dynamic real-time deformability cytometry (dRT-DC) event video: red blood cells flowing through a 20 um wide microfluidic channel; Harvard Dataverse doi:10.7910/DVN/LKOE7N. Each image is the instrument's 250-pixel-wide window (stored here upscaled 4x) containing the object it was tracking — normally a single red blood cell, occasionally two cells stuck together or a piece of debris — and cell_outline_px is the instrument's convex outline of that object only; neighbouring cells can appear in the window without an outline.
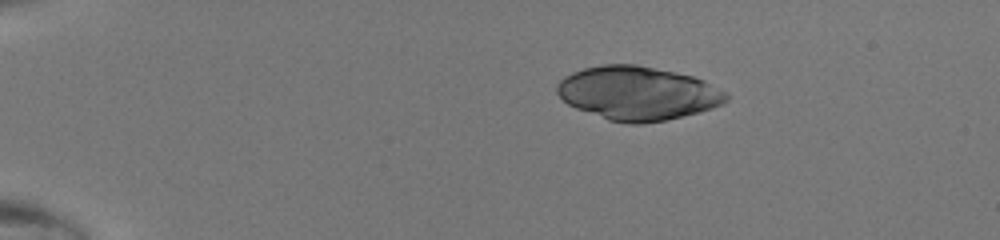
{"species": "human", "species_latin": "Homo sapiens", "temperature_condition": "room temperature", "stored_images_in_passage": 30, "camera_frame_rate_fps": 3000, "um_per_image_px": 0.085, "donor": {"sex": "male"}, "frame": {"image": 1, "passage_image": 1, "time_ms": 0.0, "image_size_px": [1000, 240], "cell_outline_px": [[728, 100], [724, 104], [700, 112], [664, 120], [644, 124], [628, 124], [608, 120], [576, 108], [568, 104], [556, 92], [556, 84], [564, 76], [572, 72], [584, 68], [600, 64], [636, 64], [692, 76], [704, 80], [724, 92], [728, 96]], "centroid_in_image_um": [54.18, 7.93], "position_along_channel_um": 30.8, "area_um2": 52.94}}
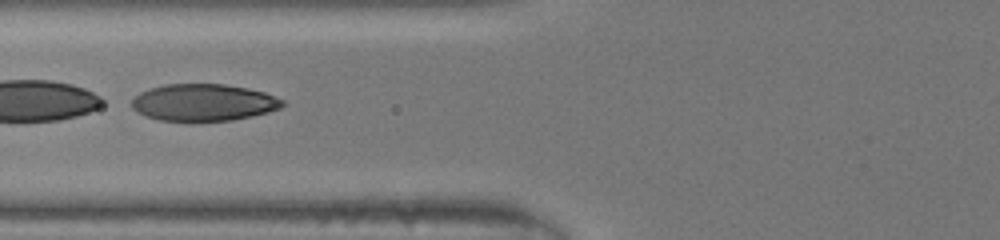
{"frame": {"image": 2, "passage_image": 13, "time_ms": 4.0, "image_size_px": [1000, 240], "cell_outline_px": [[284, 104], [280, 108], [268, 112], [252, 116], [232, 120], [192, 124], [160, 120], [144, 116], [136, 112], [132, 108], [132, 100], [140, 92], [148, 88], [164, 84], [224, 84], [248, 88], [264, 92], [284, 100]], "centroid_in_image_um": [17.26, 8.75], "position_along_channel_um": 108.5, "area_um2": 33.41}}
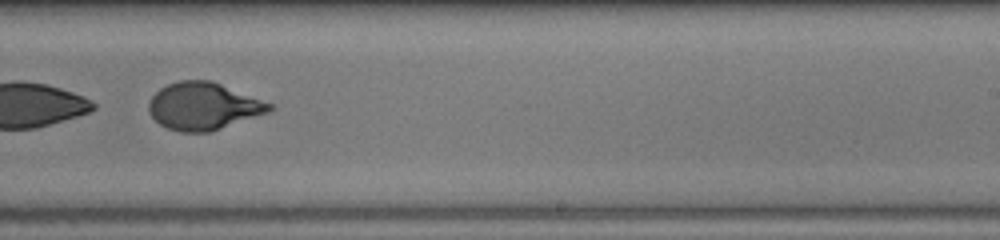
{"frame": {"image": 3, "passage_image": 24, "time_ms": 7.667, "image_size_px": [1000, 240], "cell_outline_px": [[276, 108], [272, 112], [208, 132], [180, 132], [168, 128], [160, 124], [148, 112], [148, 104], [152, 96], [160, 88], [168, 84], [180, 80], [208, 80], [220, 84], [272, 104]], "centroid_in_image_um": [17.29, 9.03], "position_along_channel_um": 271.7, "area_um2": 33.12}}